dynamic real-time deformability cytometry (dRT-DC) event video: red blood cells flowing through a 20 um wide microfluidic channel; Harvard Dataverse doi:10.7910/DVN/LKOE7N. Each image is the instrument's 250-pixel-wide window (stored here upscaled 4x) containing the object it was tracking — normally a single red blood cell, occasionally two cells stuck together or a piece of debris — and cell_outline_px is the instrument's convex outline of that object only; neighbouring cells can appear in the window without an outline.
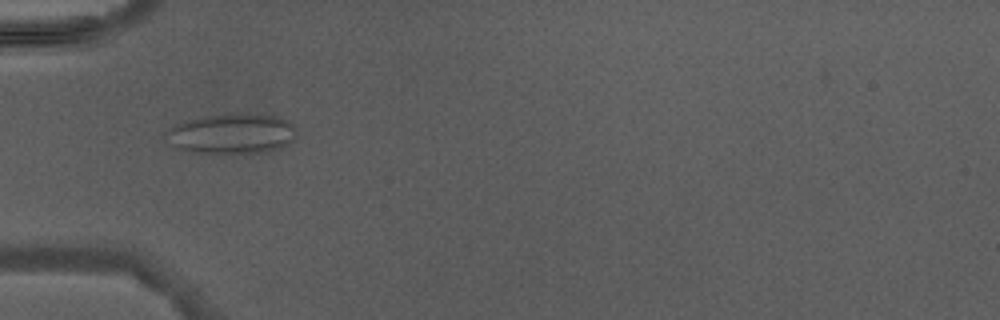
{"species": "Egyptian fruit bat (a non-hibernating species)", "species_latin": "Rousettus aegyptiacus", "temperature_condition": "warm", "stored_images_in_passage": 5, "camera_frame_rate_fps": 3000, "um_per_image_px": 0.085, "animal": {"sex": "male"}, "frame": {"image": 1, "passage_image": 5, "time_ms": 5.0, "image_size_px": [1000, 320], "cell_outline_px": [[296, 128], [292, 140], [288, 144], [280, 148], [264, 152], [196, 152], [172, 148], [164, 136], [164, 132], [176, 124], [184, 120], [204, 116], [276, 116], [288, 120]], "centroid_in_image_um": [19.63, 11.39], "position_along_channel_um": 65.4, "area_um2": 29.71}}